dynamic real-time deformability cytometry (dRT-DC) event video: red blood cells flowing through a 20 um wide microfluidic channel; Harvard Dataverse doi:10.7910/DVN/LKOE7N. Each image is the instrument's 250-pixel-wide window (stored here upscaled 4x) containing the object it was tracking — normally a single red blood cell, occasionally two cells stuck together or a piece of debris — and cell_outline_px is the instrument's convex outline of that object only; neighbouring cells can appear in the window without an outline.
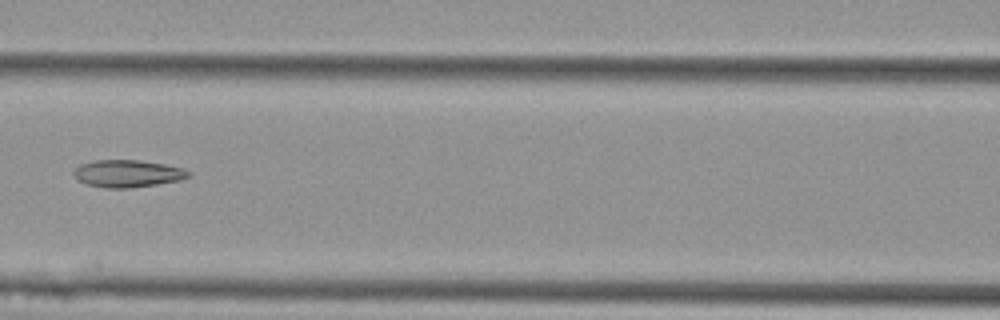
{"species": "Egyptian fruit bat (a non-hibernating species)", "species_latin": "Rousettus aegyptiacus", "temperature_condition": "cold", "stored_images_in_passage": 10, "camera_frame_rate_fps": 3000, "um_per_image_px": 0.085, "animal": {"sex": "female"}, "frame": {"image": 1, "passage_image": 6, "time_ms": 1.667, "image_size_px": [1000, 320], "cell_outline_px": [[192, 176], [180, 180], [156, 184], [128, 188], [104, 188], [84, 184], [76, 180], [72, 172], [80, 164], [92, 160], [140, 160], [164, 164], [184, 168], [192, 172]], "centroid_in_image_um": [10.83, 14.75], "position_along_channel_um": 155.8, "area_um2": 18.55}}
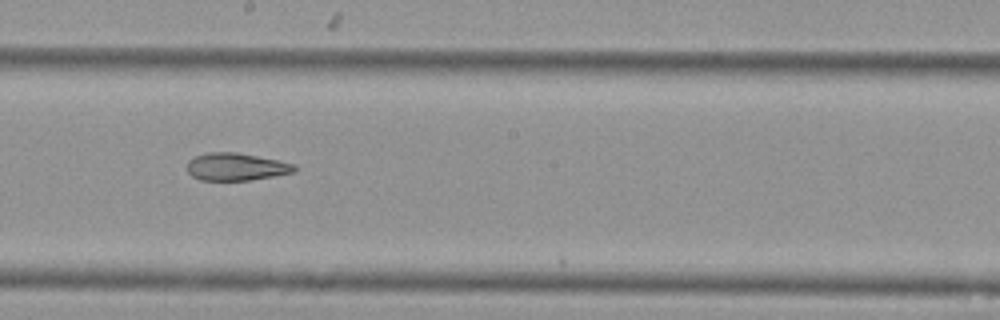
{"frame": {"image": 2, "passage_image": 8, "time_ms": 2.333, "image_size_px": [1000, 320], "cell_outline_px": [[296, 172], [248, 180], [200, 180], [192, 176], [188, 172], [188, 160], [196, 156], [208, 152], [236, 152], [296, 164]], "centroid_in_image_um": [20.06, 14.17], "position_along_channel_um": 228.1, "area_um2": 17.05}}
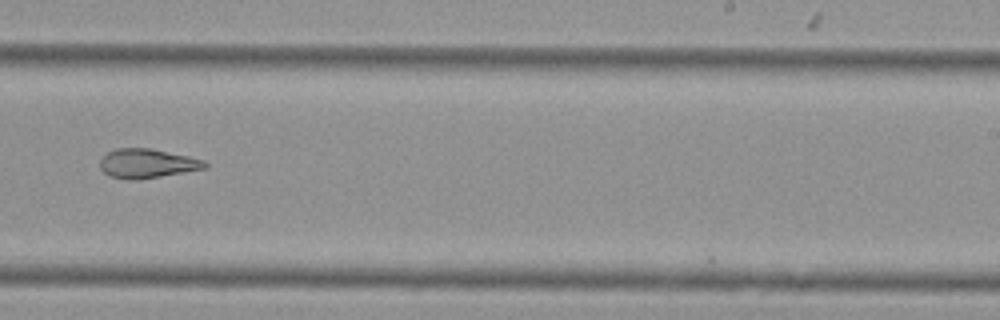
{"frame": {"image": 3, "passage_image": 9, "time_ms": 2.667, "image_size_px": [1000, 320], "cell_outline_px": [[208, 168], [160, 176], [132, 180], [108, 176], [100, 168], [100, 160], [108, 152], [116, 148], [152, 148], [188, 156], [204, 160], [208, 164]], "centroid_in_image_um": [12.51, 13.88], "position_along_channel_um": 276.5, "area_um2": 17.8}}